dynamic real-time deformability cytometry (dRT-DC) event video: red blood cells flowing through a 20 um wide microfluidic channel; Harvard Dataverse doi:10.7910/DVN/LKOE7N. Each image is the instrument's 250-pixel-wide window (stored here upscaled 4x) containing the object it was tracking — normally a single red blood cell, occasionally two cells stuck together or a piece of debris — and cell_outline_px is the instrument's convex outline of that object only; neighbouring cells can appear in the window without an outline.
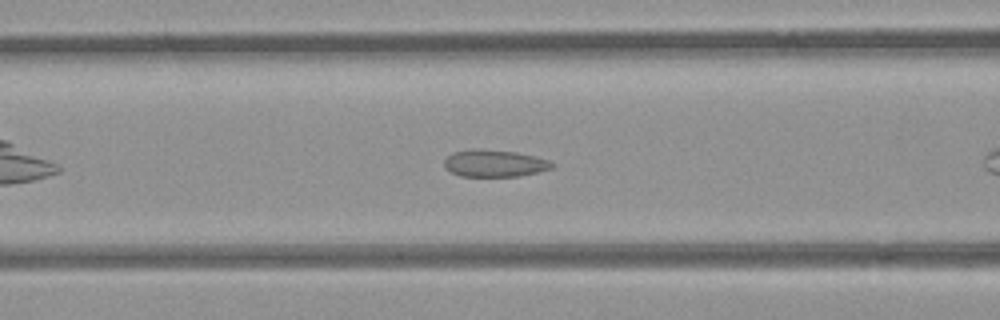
{"species": "common noctule bat (a hibernating species)", "species_latin": "Nyctalus noctula", "temperature_condition": "room temperature", "stored_images_in_passage": 15, "camera_frame_rate_fps": 3000, "um_per_image_px": 0.085, "animal": {"sex": "female", "body_mass_g": 21.9}, "frame": {"image": 1, "passage_image": 11, "time_ms": 3.333, "image_size_px": [1000, 320], "cell_outline_px": [[556, 164], [552, 168], [520, 176], [460, 176], [444, 168], [444, 160], [452, 152], [476, 148], [516, 152], [548, 160]], "centroid_in_image_um": [42.0, 13.88], "position_along_channel_um": 124.6, "area_um2": 16.94}}